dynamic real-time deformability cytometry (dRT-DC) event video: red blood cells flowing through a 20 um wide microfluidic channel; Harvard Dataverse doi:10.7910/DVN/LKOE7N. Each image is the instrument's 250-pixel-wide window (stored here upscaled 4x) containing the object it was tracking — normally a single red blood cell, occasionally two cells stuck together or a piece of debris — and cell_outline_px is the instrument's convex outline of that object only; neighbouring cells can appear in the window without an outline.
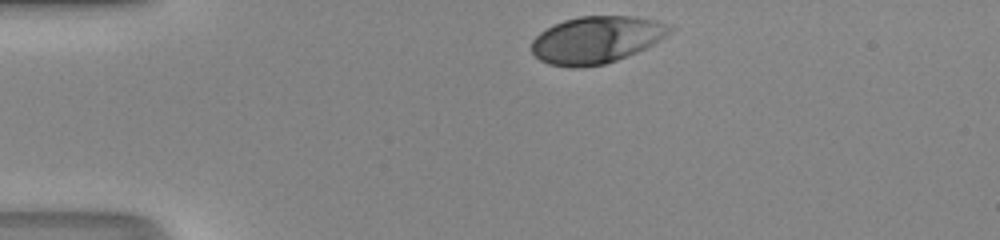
{"species": "human", "species_latin": "Homo sapiens", "temperature_condition": "room temperature", "stored_images_in_passage": 31, "camera_frame_rate_fps": 3000, "um_per_image_px": 0.085, "donor": {"sex": "male"}, "frame": {"image": 1, "passage_image": 1, "time_ms": 0.0, "image_size_px": [1000, 240], "cell_outline_px": [[676, 28], [652, 44], [636, 52], [616, 60], [604, 64], [580, 68], [568, 68], [548, 64], [540, 60], [532, 52], [532, 40], [540, 32], [564, 20], [580, 16], [636, 16], [656, 20], [668, 24]], "centroid_in_image_um": [50.68, 3.38], "position_along_channel_um": 34.3, "area_um2": 37.8}}
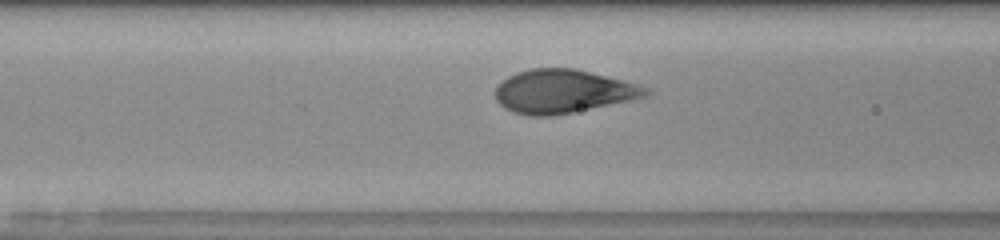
{"frame": {"image": 2, "passage_image": 11, "time_ms": 3.333, "image_size_px": [1000, 240], "cell_outline_px": [[652, 92], [648, 96], [632, 100], [552, 116], [528, 116], [512, 112], [504, 108], [496, 100], [496, 84], [508, 76], [516, 72], [532, 68], [572, 68], [624, 80], [648, 88]], "centroid_in_image_um": [47.83, 7.77], "position_along_channel_um": 118.8, "area_um2": 38.21}}
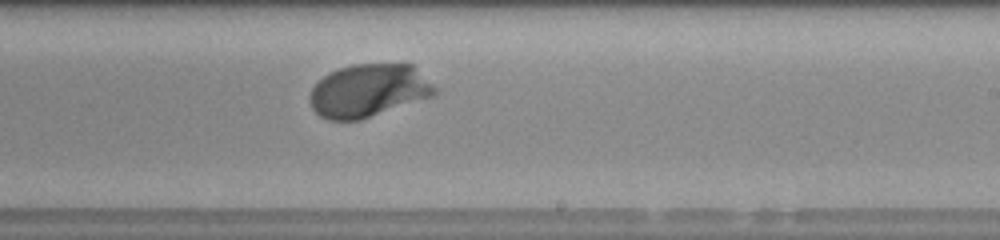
{"frame": {"image": 3, "passage_image": 21, "time_ms": 6.667, "image_size_px": [1000, 240], "cell_outline_px": [[440, 92], [432, 96], [360, 120], [328, 120], [320, 116], [312, 108], [308, 96], [312, 88], [328, 72], [352, 64], [412, 64]], "centroid_in_image_um": [31.3, 7.7], "position_along_channel_um": 257.7, "area_um2": 38.38}, "authors_computed_cell_mechanics": {"area_um2": 38.148, "velocity_mm_per_s": 4.1827, "shape_relaxation_time_tau1_ms": 2.2158, "shape_relaxation_time_tau2_ms": null, "deformation_change_tau1": 0.1672, "deformation_change_tau2": null}}